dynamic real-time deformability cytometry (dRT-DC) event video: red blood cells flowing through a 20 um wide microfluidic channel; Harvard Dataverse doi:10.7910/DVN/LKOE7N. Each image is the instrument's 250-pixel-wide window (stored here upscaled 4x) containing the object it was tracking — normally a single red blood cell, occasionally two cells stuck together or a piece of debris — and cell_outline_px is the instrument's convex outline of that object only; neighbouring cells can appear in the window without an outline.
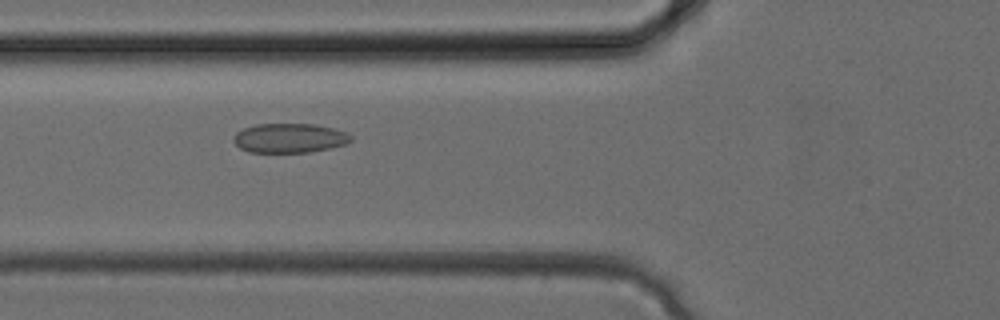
{"species": "common noctule bat (a hibernating species)", "species_latin": "Nyctalus noctula", "temperature_condition": "cold", "stored_images_in_passage": 34, "camera_frame_rate_fps": 3000, "um_per_image_px": 0.085, "animal": {"sex": "female", "body_mass_g": 24.6, "forearm_length_mm": 56.2}, "frame": {"image": 1, "passage_image": 13, "time_ms": 4.0, "image_size_px": [1000, 320], "cell_outline_px": [[352, 140], [344, 144], [328, 148], [308, 152], [248, 152], [240, 148], [232, 140], [236, 132], [244, 128], [256, 124], [316, 124], [348, 132], [352, 136]], "centroid_in_image_um": [24.6, 11.73], "position_along_channel_um": 101.2, "area_um2": 20.06}}
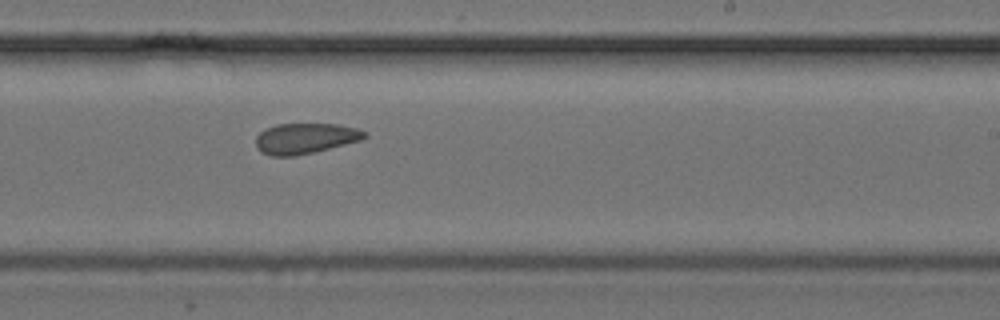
{"frame": {"image": 2, "passage_image": 21, "time_ms": 6.667, "image_size_px": [1000, 320], "cell_outline_px": [[368, 136], [360, 140], [296, 156], [272, 156], [260, 152], [256, 148], [256, 136], [264, 128], [276, 124], [340, 124], [356, 128], [368, 132]], "centroid_in_image_um": [25.91, 11.75], "position_along_channel_um": 263.1, "area_um2": 19.42}}
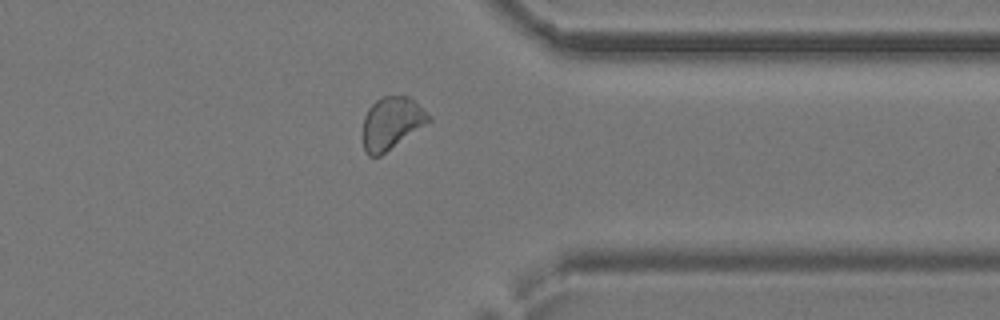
{"frame": {"image": 3, "passage_image": 27, "time_ms": 8.667, "image_size_px": [1000, 320], "cell_outline_px": [[432, 120], [380, 156], [368, 156], [364, 152], [364, 116], [368, 108], [376, 100], [384, 96], [408, 96], [432, 116]], "centroid_in_image_um": [33.29, 10.46], "position_along_channel_um": 378.1, "area_um2": 19.88}}